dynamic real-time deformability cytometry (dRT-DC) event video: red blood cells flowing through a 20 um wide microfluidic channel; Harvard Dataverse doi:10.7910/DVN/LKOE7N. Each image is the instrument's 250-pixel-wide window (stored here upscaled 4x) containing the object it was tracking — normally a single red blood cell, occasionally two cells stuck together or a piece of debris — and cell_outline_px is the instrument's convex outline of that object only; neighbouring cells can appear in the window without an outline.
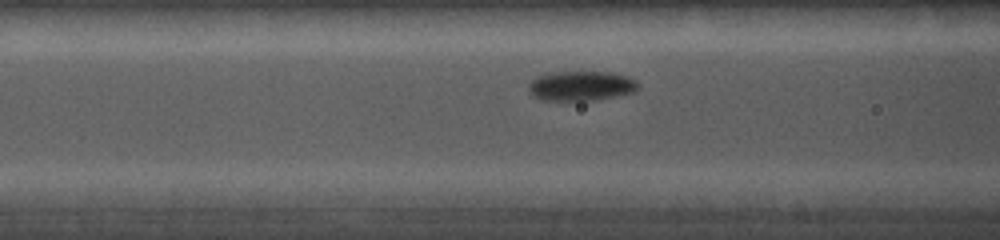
{"species": "common noctule bat (a hibernating species)", "species_latin": "Nyctalus noctula", "temperature_condition": "cold", "stored_images_in_passage": 17, "camera_frame_rate_fps": 5000, "um_per_image_px": 0.085, "animal": {"sex": "female", "body_mass_g": 19.0, "forearm_length_mm": 56.7}, "frame": {"image": 1, "passage_image": 5, "time_ms": 2.2, "image_size_px": [1000, 240], "cell_outline_px": [[640, 88], [636, 92], [596, 100], [540, 100], [532, 96], [528, 92], [528, 84], [536, 76], [548, 72], [608, 72], [624, 76], [636, 80]], "centroid_in_image_um": [49.35, 7.31], "position_along_channel_um": 117.2, "area_um2": 19.19}}
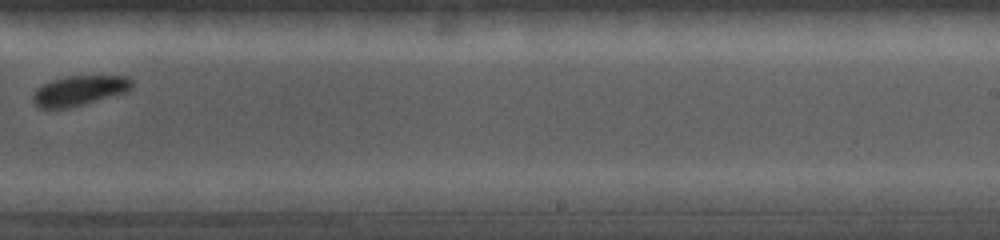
{"frame": {"image": 2, "passage_image": 11, "time_ms": 6.0, "image_size_px": [1000, 240], "cell_outline_px": [[132, 88], [128, 92], [84, 104], [68, 108], [40, 108], [32, 100], [32, 96], [36, 88], [52, 80], [68, 76], [128, 76], [132, 80]], "centroid_in_image_um": [6.76, 7.7], "position_along_channel_um": 282.2, "area_um2": 17.28}}
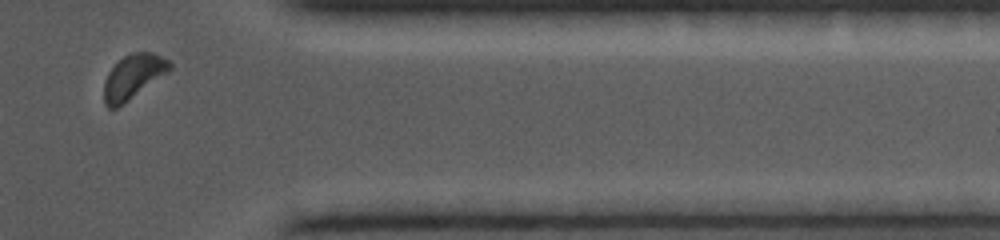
{"frame": {"image": 3, "passage_image": 16, "time_ms": 8.8, "image_size_px": [1000, 240], "cell_outline_px": [[172, 68], [168, 72], [124, 104], [116, 108], [108, 108], [104, 104], [104, 84], [108, 72], [124, 56], [132, 52], [152, 52], [168, 60], [172, 64]], "centroid_in_image_um": [11.32, 6.53], "position_along_channel_um": 400.1, "area_um2": 16.88}}